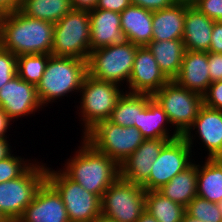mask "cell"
<instances>
[{
    "label": "cell",
    "instance_id": "f907efd6",
    "mask_svg": "<svg viewBox=\"0 0 222 222\" xmlns=\"http://www.w3.org/2000/svg\"><path fill=\"white\" fill-rule=\"evenodd\" d=\"M222 164V156L216 158Z\"/></svg>",
    "mask_w": 222,
    "mask_h": 222
},
{
    "label": "cell",
    "instance_id": "5b68a950",
    "mask_svg": "<svg viewBox=\"0 0 222 222\" xmlns=\"http://www.w3.org/2000/svg\"><path fill=\"white\" fill-rule=\"evenodd\" d=\"M46 163H34L18 178L0 183V213L8 221L18 220L46 180Z\"/></svg>",
    "mask_w": 222,
    "mask_h": 222
},
{
    "label": "cell",
    "instance_id": "d4e9b609",
    "mask_svg": "<svg viewBox=\"0 0 222 222\" xmlns=\"http://www.w3.org/2000/svg\"><path fill=\"white\" fill-rule=\"evenodd\" d=\"M158 191L171 201L186 207L197 196V163L194 161L183 172L175 175Z\"/></svg>",
    "mask_w": 222,
    "mask_h": 222
},
{
    "label": "cell",
    "instance_id": "3957f363",
    "mask_svg": "<svg viewBox=\"0 0 222 222\" xmlns=\"http://www.w3.org/2000/svg\"><path fill=\"white\" fill-rule=\"evenodd\" d=\"M87 74V60L50 54L42 79L36 86L42 106L57 102L55 100L70 92L79 93Z\"/></svg>",
    "mask_w": 222,
    "mask_h": 222
},
{
    "label": "cell",
    "instance_id": "d590c367",
    "mask_svg": "<svg viewBox=\"0 0 222 222\" xmlns=\"http://www.w3.org/2000/svg\"><path fill=\"white\" fill-rule=\"evenodd\" d=\"M209 76L211 83L222 80V53L208 52Z\"/></svg>",
    "mask_w": 222,
    "mask_h": 222
},
{
    "label": "cell",
    "instance_id": "ab89813d",
    "mask_svg": "<svg viewBox=\"0 0 222 222\" xmlns=\"http://www.w3.org/2000/svg\"><path fill=\"white\" fill-rule=\"evenodd\" d=\"M98 0H71L73 10L93 11L97 7Z\"/></svg>",
    "mask_w": 222,
    "mask_h": 222
},
{
    "label": "cell",
    "instance_id": "d6a6232c",
    "mask_svg": "<svg viewBox=\"0 0 222 222\" xmlns=\"http://www.w3.org/2000/svg\"><path fill=\"white\" fill-rule=\"evenodd\" d=\"M17 75V56L0 46V89Z\"/></svg>",
    "mask_w": 222,
    "mask_h": 222
},
{
    "label": "cell",
    "instance_id": "bcb514c9",
    "mask_svg": "<svg viewBox=\"0 0 222 222\" xmlns=\"http://www.w3.org/2000/svg\"><path fill=\"white\" fill-rule=\"evenodd\" d=\"M181 222H202V221L198 220V219H195V218L187 215L186 213H184Z\"/></svg>",
    "mask_w": 222,
    "mask_h": 222
},
{
    "label": "cell",
    "instance_id": "681fc988",
    "mask_svg": "<svg viewBox=\"0 0 222 222\" xmlns=\"http://www.w3.org/2000/svg\"><path fill=\"white\" fill-rule=\"evenodd\" d=\"M0 222H8L3 215L0 213Z\"/></svg>",
    "mask_w": 222,
    "mask_h": 222
},
{
    "label": "cell",
    "instance_id": "cb8c5ba5",
    "mask_svg": "<svg viewBox=\"0 0 222 222\" xmlns=\"http://www.w3.org/2000/svg\"><path fill=\"white\" fill-rule=\"evenodd\" d=\"M146 47L152 52L160 70L171 81L179 73L185 47L182 39L151 41Z\"/></svg>",
    "mask_w": 222,
    "mask_h": 222
},
{
    "label": "cell",
    "instance_id": "836d02e7",
    "mask_svg": "<svg viewBox=\"0 0 222 222\" xmlns=\"http://www.w3.org/2000/svg\"><path fill=\"white\" fill-rule=\"evenodd\" d=\"M193 6L214 22L222 21V0H198Z\"/></svg>",
    "mask_w": 222,
    "mask_h": 222
},
{
    "label": "cell",
    "instance_id": "d6986e66",
    "mask_svg": "<svg viewBox=\"0 0 222 222\" xmlns=\"http://www.w3.org/2000/svg\"><path fill=\"white\" fill-rule=\"evenodd\" d=\"M208 69V52L186 50L179 73L173 81L203 96L211 84Z\"/></svg>",
    "mask_w": 222,
    "mask_h": 222
},
{
    "label": "cell",
    "instance_id": "f6af8a7d",
    "mask_svg": "<svg viewBox=\"0 0 222 222\" xmlns=\"http://www.w3.org/2000/svg\"><path fill=\"white\" fill-rule=\"evenodd\" d=\"M92 222H118L114 219L108 218L103 214H100L96 219H94Z\"/></svg>",
    "mask_w": 222,
    "mask_h": 222
},
{
    "label": "cell",
    "instance_id": "f546056e",
    "mask_svg": "<svg viewBox=\"0 0 222 222\" xmlns=\"http://www.w3.org/2000/svg\"><path fill=\"white\" fill-rule=\"evenodd\" d=\"M50 54H25L17 56V75L35 86L42 79Z\"/></svg>",
    "mask_w": 222,
    "mask_h": 222
},
{
    "label": "cell",
    "instance_id": "2e32d148",
    "mask_svg": "<svg viewBox=\"0 0 222 222\" xmlns=\"http://www.w3.org/2000/svg\"><path fill=\"white\" fill-rule=\"evenodd\" d=\"M20 222H70L58 191L45 180L33 201L26 207Z\"/></svg>",
    "mask_w": 222,
    "mask_h": 222
},
{
    "label": "cell",
    "instance_id": "7dc6e473",
    "mask_svg": "<svg viewBox=\"0 0 222 222\" xmlns=\"http://www.w3.org/2000/svg\"><path fill=\"white\" fill-rule=\"evenodd\" d=\"M177 1L188 5H194L198 0H177Z\"/></svg>",
    "mask_w": 222,
    "mask_h": 222
},
{
    "label": "cell",
    "instance_id": "52a82bcc",
    "mask_svg": "<svg viewBox=\"0 0 222 222\" xmlns=\"http://www.w3.org/2000/svg\"><path fill=\"white\" fill-rule=\"evenodd\" d=\"M51 55L88 60L90 55L89 12L72 9L54 24Z\"/></svg>",
    "mask_w": 222,
    "mask_h": 222
},
{
    "label": "cell",
    "instance_id": "c3c4849f",
    "mask_svg": "<svg viewBox=\"0 0 222 222\" xmlns=\"http://www.w3.org/2000/svg\"><path fill=\"white\" fill-rule=\"evenodd\" d=\"M3 15H4V13L0 10V29H1Z\"/></svg>",
    "mask_w": 222,
    "mask_h": 222
},
{
    "label": "cell",
    "instance_id": "9c48e42d",
    "mask_svg": "<svg viewBox=\"0 0 222 222\" xmlns=\"http://www.w3.org/2000/svg\"><path fill=\"white\" fill-rule=\"evenodd\" d=\"M46 180L58 191L70 222H92L101 214V199L70 179L61 169L47 167Z\"/></svg>",
    "mask_w": 222,
    "mask_h": 222
},
{
    "label": "cell",
    "instance_id": "7bdbcfd3",
    "mask_svg": "<svg viewBox=\"0 0 222 222\" xmlns=\"http://www.w3.org/2000/svg\"><path fill=\"white\" fill-rule=\"evenodd\" d=\"M11 147L7 138H0V161L12 154Z\"/></svg>",
    "mask_w": 222,
    "mask_h": 222
},
{
    "label": "cell",
    "instance_id": "f35d334b",
    "mask_svg": "<svg viewBox=\"0 0 222 222\" xmlns=\"http://www.w3.org/2000/svg\"><path fill=\"white\" fill-rule=\"evenodd\" d=\"M209 52L222 53V21L214 22Z\"/></svg>",
    "mask_w": 222,
    "mask_h": 222
},
{
    "label": "cell",
    "instance_id": "8fae6325",
    "mask_svg": "<svg viewBox=\"0 0 222 222\" xmlns=\"http://www.w3.org/2000/svg\"><path fill=\"white\" fill-rule=\"evenodd\" d=\"M146 190L118 178L101 197V214L118 222H137L145 211Z\"/></svg>",
    "mask_w": 222,
    "mask_h": 222
},
{
    "label": "cell",
    "instance_id": "44dd1931",
    "mask_svg": "<svg viewBox=\"0 0 222 222\" xmlns=\"http://www.w3.org/2000/svg\"><path fill=\"white\" fill-rule=\"evenodd\" d=\"M187 6L188 4L176 2L171 7L154 11L152 41L182 39Z\"/></svg>",
    "mask_w": 222,
    "mask_h": 222
},
{
    "label": "cell",
    "instance_id": "b9f144b4",
    "mask_svg": "<svg viewBox=\"0 0 222 222\" xmlns=\"http://www.w3.org/2000/svg\"><path fill=\"white\" fill-rule=\"evenodd\" d=\"M19 9V0H0V10L3 13Z\"/></svg>",
    "mask_w": 222,
    "mask_h": 222
},
{
    "label": "cell",
    "instance_id": "1f68e13d",
    "mask_svg": "<svg viewBox=\"0 0 222 222\" xmlns=\"http://www.w3.org/2000/svg\"><path fill=\"white\" fill-rule=\"evenodd\" d=\"M22 156L11 154L0 161V183L20 177L33 163Z\"/></svg>",
    "mask_w": 222,
    "mask_h": 222
},
{
    "label": "cell",
    "instance_id": "4316f807",
    "mask_svg": "<svg viewBox=\"0 0 222 222\" xmlns=\"http://www.w3.org/2000/svg\"><path fill=\"white\" fill-rule=\"evenodd\" d=\"M152 98L150 94L123 92L117 100L109 120L122 127L138 124L139 113Z\"/></svg>",
    "mask_w": 222,
    "mask_h": 222
},
{
    "label": "cell",
    "instance_id": "f1b7e54d",
    "mask_svg": "<svg viewBox=\"0 0 222 222\" xmlns=\"http://www.w3.org/2000/svg\"><path fill=\"white\" fill-rule=\"evenodd\" d=\"M145 210L158 222H181L185 207L171 201L158 190L146 191Z\"/></svg>",
    "mask_w": 222,
    "mask_h": 222
},
{
    "label": "cell",
    "instance_id": "816d5d0a",
    "mask_svg": "<svg viewBox=\"0 0 222 222\" xmlns=\"http://www.w3.org/2000/svg\"><path fill=\"white\" fill-rule=\"evenodd\" d=\"M219 206H220V208H221V210H222V201H221V203H219Z\"/></svg>",
    "mask_w": 222,
    "mask_h": 222
},
{
    "label": "cell",
    "instance_id": "e575fe53",
    "mask_svg": "<svg viewBox=\"0 0 222 222\" xmlns=\"http://www.w3.org/2000/svg\"><path fill=\"white\" fill-rule=\"evenodd\" d=\"M203 104L222 111V80L209 85L207 92L203 95Z\"/></svg>",
    "mask_w": 222,
    "mask_h": 222
},
{
    "label": "cell",
    "instance_id": "484cf974",
    "mask_svg": "<svg viewBox=\"0 0 222 222\" xmlns=\"http://www.w3.org/2000/svg\"><path fill=\"white\" fill-rule=\"evenodd\" d=\"M201 165L197 164V196L219 204L222 201V164L216 158H206Z\"/></svg>",
    "mask_w": 222,
    "mask_h": 222
},
{
    "label": "cell",
    "instance_id": "ac0fdd59",
    "mask_svg": "<svg viewBox=\"0 0 222 222\" xmlns=\"http://www.w3.org/2000/svg\"><path fill=\"white\" fill-rule=\"evenodd\" d=\"M90 51L110 46L124 45L129 42L121 30L120 13L110 10L94 9L89 12Z\"/></svg>",
    "mask_w": 222,
    "mask_h": 222
},
{
    "label": "cell",
    "instance_id": "74e56055",
    "mask_svg": "<svg viewBox=\"0 0 222 222\" xmlns=\"http://www.w3.org/2000/svg\"><path fill=\"white\" fill-rule=\"evenodd\" d=\"M130 5L131 0H98L96 9H104L121 13Z\"/></svg>",
    "mask_w": 222,
    "mask_h": 222
},
{
    "label": "cell",
    "instance_id": "83f0119b",
    "mask_svg": "<svg viewBox=\"0 0 222 222\" xmlns=\"http://www.w3.org/2000/svg\"><path fill=\"white\" fill-rule=\"evenodd\" d=\"M19 10L26 16L55 24L72 6L71 0H19Z\"/></svg>",
    "mask_w": 222,
    "mask_h": 222
},
{
    "label": "cell",
    "instance_id": "60d3db41",
    "mask_svg": "<svg viewBox=\"0 0 222 222\" xmlns=\"http://www.w3.org/2000/svg\"><path fill=\"white\" fill-rule=\"evenodd\" d=\"M11 122L12 120L0 106V138H9L7 137L6 132L9 130L8 127H10V125L12 126Z\"/></svg>",
    "mask_w": 222,
    "mask_h": 222
},
{
    "label": "cell",
    "instance_id": "4fadbf2b",
    "mask_svg": "<svg viewBox=\"0 0 222 222\" xmlns=\"http://www.w3.org/2000/svg\"><path fill=\"white\" fill-rule=\"evenodd\" d=\"M0 106L13 123L15 119L35 115L40 108L43 109L36 86L22 80L18 75L1 87Z\"/></svg>",
    "mask_w": 222,
    "mask_h": 222
},
{
    "label": "cell",
    "instance_id": "5bb4252c",
    "mask_svg": "<svg viewBox=\"0 0 222 222\" xmlns=\"http://www.w3.org/2000/svg\"><path fill=\"white\" fill-rule=\"evenodd\" d=\"M182 137L190 145L191 149L193 142L198 137L203 143V147L205 146L204 149H207L208 155L207 157L205 156V159H215L222 156V111L203 104L192 126Z\"/></svg>",
    "mask_w": 222,
    "mask_h": 222
},
{
    "label": "cell",
    "instance_id": "277c9868",
    "mask_svg": "<svg viewBox=\"0 0 222 222\" xmlns=\"http://www.w3.org/2000/svg\"><path fill=\"white\" fill-rule=\"evenodd\" d=\"M121 86L86 75L80 89L79 117L84 137L98 123L110 119L116 102L123 94ZM82 93V94H81ZM81 113V114H80ZM81 115V116H80Z\"/></svg>",
    "mask_w": 222,
    "mask_h": 222
},
{
    "label": "cell",
    "instance_id": "ee69618b",
    "mask_svg": "<svg viewBox=\"0 0 222 222\" xmlns=\"http://www.w3.org/2000/svg\"><path fill=\"white\" fill-rule=\"evenodd\" d=\"M137 222H158L148 211H144Z\"/></svg>",
    "mask_w": 222,
    "mask_h": 222
},
{
    "label": "cell",
    "instance_id": "7402d4cb",
    "mask_svg": "<svg viewBox=\"0 0 222 222\" xmlns=\"http://www.w3.org/2000/svg\"><path fill=\"white\" fill-rule=\"evenodd\" d=\"M152 17L153 12L131 4L120 13L121 30L134 45L146 46L152 41Z\"/></svg>",
    "mask_w": 222,
    "mask_h": 222
},
{
    "label": "cell",
    "instance_id": "ba28073f",
    "mask_svg": "<svg viewBox=\"0 0 222 222\" xmlns=\"http://www.w3.org/2000/svg\"><path fill=\"white\" fill-rule=\"evenodd\" d=\"M83 138L119 166L145 140L135 126L122 127L109 119L98 123Z\"/></svg>",
    "mask_w": 222,
    "mask_h": 222
},
{
    "label": "cell",
    "instance_id": "30bf717a",
    "mask_svg": "<svg viewBox=\"0 0 222 222\" xmlns=\"http://www.w3.org/2000/svg\"><path fill=\"white\" fill-rule=\"evenodd\" d=\"M152 97L167 113L171 127L183 136L192 126L203 105V96L180 87L173 80L156 91Z\"/></svg>",
    "mask_w": 222,
    "mask_h": 222
},
{
    "label": "cell",
    "instance_id": "4dcf8cb0",
    "mask_svg": "<svg viewBox=\"0 0 222 222\" xmlns=\"http://www.w3.org/2000/svg\"><path fill=\"white\" fill-rule=\"evenodd\" d=\"M185 213L202 222H222V210L219 204L198 196L185 207Z\"/></svg>",
    "mask_w": 222,
    "mask_h": 222
},
{
    "label": "cell",
    "instance_id": "7a4b0ae2",
    "mask_svg": "<svg viewBox=\"0 0 222 222\" xmlns=\"http://www.w3.org/2000/svg\"><path fill=\"white\" fill-rule=\"evenodd\" d=\"M80 143L79 150L75 151L74 157L66 160L61 170L101 199L110 185L120 177V167L106 154L97 151L83 137Z\"/></svg>",
    "mask_w": 222,
    "mask_h": 222
},
{
    "label": "cell",
    "instance_id": "6da1fadb",
    "mask_svg": "<svg viewBox=\"0 0 222 222\" xmlns=\"http://www.w3.org/2000/svg\"><path fill=\"white\" fill-rule=\"evenodd\" d=\"M54 24L24 15L19 9L4 13L0 46L16 56L51 54Z\"/></svg>",
    "mask_w": 222,
    "mask_h": 222
},
{
    "label": "cell",
    "instance_id": "7c38bea8",
    "mask_svg": "<svg viewBox=\"0 0 222 222\" xmlns=\"http://www.w3.org/2000/svg\"><path fill=\"white\" fill-rule=\"evenodd\" d=\"M192 157V149L182 136L168 141L153 162L150 176L142 187L146 191L160 189L188 168L195 160Z\"/></svg>",
    "mask_w": 222,
    "mask_h": 222
},
{
    "label": "cell",
    "instance_id": "ffe728a7",
    "mask_svg": "<svg viewBox=\"0 0 222 222\" xmlns=\"http://www.w3.org/2000/svg\"><path fill=\"white\" fill-rule=\"evenodd\" d=\"M214 21L195 6L185 10L183 43L186 50L209 52Z\"/></svg>",
    "mask_w": 222,
    "mask_h": 222
},
{
    "label": "cell",
    "instance_id": "8992f818",
    "mask_svg": "<svg viewBox=\"0 0 222 222\" xmlns=\"http://www.w3.org/2000/svg\"><path fill=\"white\" fill-rule=\"evenodd\" d=\"M137 47L129 41L124 45H110L90 51L88 75L119 86H124V81L128 85Z\"/></svg>",
    "mask_w": 222,
    "mask_h": 222
},
{
    "label": "cell",
    "instance_id": "9a60e30c",
    "mask_svg": "<svg viewBox=\"0 0 222 222\" xmlns=\"http://www.w3.org/2000/svg\"><path fill=\"white\" fill-rule=\"evenodd\" d=\"M170 80L160 70L152 52L146 47H137L127 92L153 95Z\"/></svg>",
    "mask_w": 222,
    "mask_h": 222
},
{
    "label": "cell",
    "instance_id": "e0dca14e",
    "mask_svg": "<svg viewBox=\"0 0 222 222\" xmlns=\"http://www.w3.org/2000/svg\"><path fill=\"white\" fill-rule=\"evenodd\" d=\"M173 139H145L142 144L120 164V178L142 186L149 178L152 164L163 146Z\"/></svg>",
    "mask_w": 222,
    "mask_h": 222
},
{
    "label": "cell",
    "instance_id": "603a6c76",
    "mask_svg": "<svg viewBox=\"0 0 222 222\" xmlns=\"http://www.w3.org/2000/svg\"><path fill=\"white\" fill-rule=\"evenodd\" d=\"M169 124L167 113L152 98L148 105L139 113L138 124L134 126L141 132L144 139H176L180 137L174 129L171 132L173 134L169 132L171 131Z\"/></svg>",
    "mask_w": 222,
    "mask_h": 222
},
{
    "label": "cell",
    "instance_id": "8d00e7d4",
    "mask_svg": "<svg viewBox=\"0 0 222 222\" xmlns=\"http://www.w3.org/2000/svg\"><path fill=\"white\" fill-rule=\"evenodd\" d=\"M177 0H131V4L134 6H140L151 12L159 11L164 8L173 6Z\"/></svg>",
    "mask_w": 222,
    "mask_h": 222
}]
</instances>
